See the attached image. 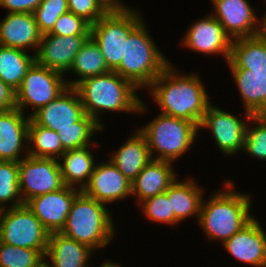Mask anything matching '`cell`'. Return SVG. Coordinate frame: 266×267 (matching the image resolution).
<instances>
[{"instance_id": "6da1fadb", "label": "cell", "mask_w": 266, "mask_h": 267, "mask_svg": "<svg viewBox=\"0 0 266 267\" xmlns=\"http://www.w3.org/2000/svg\"><path fill=\"white\" fill-rule=\"evenodd\" d=\"M170 63L148 87L161 113L200 126L211 102L198 74L180 75Z\"/></svg>"}, {"instance_id": "7a4b0ae2", "label": "cell", "mask_w": 266, "mask_h": 267, "mask_svg": "<svg viewBox=\"0 0 266 267\" xmlns=\"http://www.w3.org/2000/svg\"><path fill=\"white\" fill-rule=\"evenodd\" d=\"M85 114L91 116L102 128L100 111H126L141 113L148 110L136 91L137 87L115 71L83 79L75 86Z\"/></svg>"}, {"instance_id": "3957f363", "label": "cell", "mask_w": 266, "mask_h": 267, "mask_svg": "<svg viewBox=\"0 0 266 267\" xmlns=\"http://www.w3.org/2000/svg\"><path fill=\"white\" fill-rule=\"evenodd\" d=\"M224 185L226 191L214 193L207 201L203 198L197 221L209 240L219 239L222 244L254 218L250 214V195L234 191L228 179Z\"/></svg>"}, {"instance_id": "277c9868", "label": "cell", "mask_w": 266, "mask_h": 267, "mask_svg": "<svg viewBox=\"0 0 266 267\" xmlns=\"http://www.w3.org/2000/svg\"><path fill=\"white\" fill-rule=\"evenodd\" d=\"M105 205L81 191L75 197L60 233L93 250L106 247L115 235V225Z\"/></svg>"}, {"instance_id": "5b68a950", "label": "cell", "mask_w": 266, "mask_h": 267, "mask_svg": "<svg viewBox=\"0 0 266 267\" xmlns=\"http://www.w3.org/2000/svg\"><path fill=\"white\" fill-rule=\"evenodd\" d=\"M142 20L125 40L120 65L114 70L137 88H148L170 64L156 47Z\"/></svg>"}, {"instance_id": "8992f818", "label": "cell", "mask_w": 266, "mask_h": 267, "mask_svg": "<svg viewBox=\"0 0 266 267\" xmlns=\"http://www.w3.org/2000/svg\"><path fill=\"white\" fill-rule=\"evenodd\" d=\"M199 127L186 119L160 113L139 131L146 137L152 159L174 162L195 141ZM154 152H158L154 157Z\"/></svg>"}, {"instance_id": "52a82bcc", "label": "cell", "mask_w": 266, "mask_h": 267, "mask_svg": "<svg viewBox=\"0 0 266 267\" xmlns=\"http://www.w3.org/2000/svg\"><path fill=\"white\" fill-rule=\"evenodd\" d=\"M139 13L131 7L122 10H109L91 26L90 36L99 45L111 71L120 65L125 40L130 32L143 20Z\"/></svg>"}, {"instance_id": "ba28073f", "label": "cell", "mask_w": 266, "mask_h": 267, "mask_svg": "<svg viewBox=\"0 0 266 267\" xmlns=\"http://www.w3.org/2000/svg\"><path fill=\"white\" fill-rule=\"evenodd\" d=\"M50 233L26 204L2 209L0 241L8 245L47 250Z\"/></svg>"}, {"instance_id": "9c48e42d", "label": "cell", "mask_w": 266, "mask_h": 267, "mask_svg": "<svg viewBox=\"0 0 266 267\" xmlns=\"http://www.w3.org/2000/svg\"><path fill=\"white\" fill-rule=\"evenodd\" d=\"M30 118L37 125L56 132L67 128H102L91 116L85 114L78 91L69 86Z\"/></svg>"}, {"instance_id": "30bf717a", "label": "cell", "mask_w": 266, "mask_h": 267, "mask_svg": "<svg viewBox=\"0 0 266 267\" xmlns=\"http://www.w3.org/2000/svg\"><path fill=\"white\" fill-rule=\"evenodd\" d=\"M65 75L34 62L28 69L20 87L15 91L16 108L23 113L27 106L39 108L55 100L67 87Z\"/></svg>"}, {"instance_id": "8fae6325", "label": "cell", "mask_w": 266, "mask_h": 267, "mask_svg": "<svg viewBox=\"0 0 266 267\" xmlns=\"http://www.w3.org/2000/svg\"><path fill=\"white\" fill-rule=\"evenodd\" d=\"M59 163L58 159L29 155L18 162L19 192L24 204L31 198L55 192L65 186Z\"/></svg>"}, {"instance_id": "7c38bea8", "label": "cell", "mask_w": 266, "mask_h": 267, "mask_svg": "<svg viewBox=\"0 0 266 267\" xmlns=\"http://www.w3.org/2000/svg\"><path fill=\"white\" fill-rule=\"evenodd\" d=\"M252 114L245 112L244 120L210 104L199 129L208 128L223 154L234 155L244 150L247 124Z\"/></svg>"}, {"instance_id": "4fadbf2b", "label": "cell", "mask_w": 266, "mask_h": 267, "mask_svg": "<svg viewBox=\"0 0 266 267\" xmlns=\"http://www.w3.org/2000/svg\"><path fill=\"white\" fill-rule=\"evenodd\" d=\"M90 35L58 36L43 34L35 55V62L62 74L69 72L75 56Z\"/></svg>"}, {"instance_id": "5bb4252c", "label": "cell", "mask_w": 266, "mask_h": 267, "mask_svg": "<svg viewBox=\"0 0 266 267\" xmlns=\"http://www.w3.org/2000/svg\"><path fill=\"white\" fill-rule=\"evenodd\" d=\"M80 192L77 188L64 186L55 192L31 198L26 205L50 234L60 233L73 201Z\"/></svg>"}, {"instance_id": "9a60e30c", "label": "cell", "mask_w": 266, "mask_h": 267, "mask_svg": "<svg viewBox=\"0 0 266 267\" xmlns=\"http://www.w3.org/2000/svg\"><path fill=\"white\" fill-rule=\"evenodd\" d=\"M182 39L183 46L204 54H221L230 59L232 39L224 27L211 14L191 24Z\"/></svg>"}, {"instance_id": "2e32d148", "label": "cell", "mask_w": 266, "mask_h": 267, "mask_svg": "<svg viewBox=\"0 0 266 267\" xmlns=\"http://www.w3.org/2000/svg\"><path fill=\"white\" fill-rule=\"evenodd\" d=\"M214 12L211 14L234 40L257 36L258 17L247 0H211Z\"/></svg>"}, {"instance_id": "e0dca14e", "label": "cell", "mask_w": 266, "mask_h": 267, "mask_svg": "<svg viewBox=\"0 0 266 267\" xmlns=\"http://www.w3.org/2000/svg\"><path fill=\"white\" fill-rule=\"evenodd\" d=\"M132 183L109 160L96 163L82 192L96 201L108 204L131 196Z\"/></svg>"}, {"instance_id": "ac0fdd59", "label": "cell", "mask_w": 266, "mask_h": 267, "mask_svg": "<svg viewBox=\"0 0 266 267\" xmlns=\"http://www.w3.org/2000/svg\"><path fill=\"white\" fill-rule=\"evenodd\" d=\"M222 245L238 261L266 267V233L255 217Z\"/></svg>"}, {"instance_id": "d6986e66", "label": "cell", "mask_w": 266, "mask_h": 267, "mask_svg": "<svg viewBox=\"0 0 266 267\" xmlns=\"http://www.w3.org/2000/svg\"><path fill=\"white\" fill-rule=\"evenodd\" d=\"M29 123L30 116L24 117V113L16 107L0 112V161L19 162L27 156L23 157L20 153L28 144Z\"/></svg>"}, {"instance_id": "ffe728a7", "label": "cell", "mask_w": 266, "mask_h": 267, "mask_svg": "<svg viewBox=\"0 0 266 267\" xmlns=\"http://www.w3.org/2000/svg\"><path fill=\"white\" fill-rule=\"evenodd\" d=\"M42 34L33 13H8L0 22V45L27 52L36 48L37 52Z\"/></svg>"}, {"instance_id": "44dd1931", "label": "cell", "mask_w": 266, "mask_h": 267, "mask_svg": "<svg viewBox=\"0 0 266 267\" xmlns=\"http://www.w3.org/2000/svg\"><path fill=\"white\" fill-rule=\"evenodd\" d=\"M172 167V162L151 159L132 182L131 196H137L136 201L140 204L164 193L178 178Z\"/></svg>"}, {"instance_id": "7402d4cb", "label": "cell", "mask_w": 266, "mask_h": 267, "mask_svg": "<svg viewBox=\"0 0 266 267\" xmlns=\"http://www.w3.org/2000/svg\"><path fill=\"white\" fill-rule=\"evenodd\" d=\"M108 159L131 183L152 159L146 137L137 129Z\"/></svg>"}, {"instance_id": "603a6c76", "label": "cell", "mask_w": 266, "mask_h": 267, "mask_svg": "<svg viewBox=\"0 0 266 267\" xmlns=\"http://www.w3.org/2000/svg\"><path fill=\"white\" fill-rule=\"evenodd\" d=\"M89 246L68 238L61 233H51L45 254L48 267H89L86 264L94 252ZM48 258V259H47Z\"/></svg>"}, {"instance_id": "cb8c5ba5", "label": "cell", "mask_w": 266, "mask_h": 267, "mask_svg": "<svg viewBox=\"0 0 266 267\" xmlns=\"http://www.w3.org/2000/svg\"><path fill=\"white\" fill-rule=\"evenodd\" d=\"M229 68L246 69V74L266 75V39L259 36L232 41Z\"/></svg>"}, {"instance_id": "d4e9b609", "label": "cell", "mask_w": 266, "mask_h": 267, "mask_svg": "<svg viewBox=\"0 0 266 267\" xmlns=\"http://www.w3.org/2000/svg\"><path fill=\"white\" fill-rule=\"evenodd\" d=\"M165 192L175 215V225L191 216L199 220L204 191L194 179H176Z\"/></svg>"}, {"instance_id": "484cf974", "label": "cell", "mask_w": 266, "mask_h": 267, "mask_svg": "<svg viewBox=\"0 0 266 267\" xmlns=\"http://www.w3.org/2000/svg\"><path fill=\"white\" fill-rule=\"evenodd\" d=\"M89 146L91 145L65 151L58 159L62 161L59 165L65 186L77 188L82 191L87 185L96 165Z\"/></svg>"}, {"instance_id": "4316f807", "label": "cell", "mask_w": 266, "mask_h": 267, "mask_svg": "<svg viewBox=\"0 0 266 267\" xmlns=\"http://www.w3.org/2000/svg\"><path fill=\"white\" fill-rule=\"evenodd\" d=\"M243 99L245 112L266 115V75L246 74V69L229 68Z\"/></svg>"}, {"instance_id": "83f0119b", "label": "cell", "mask_w": 266, "mask_h": 267, "mask_svg": "<svg viewBox=\"0 0 266 267\" xmlns=\"http://www.w3.org/2000/svg\"><path fill=\"white\" fill-rule=\"evenodd\" d=\"M69 71L74 72L78 79L66 80V83L69 87H75L85 78L104 74L111 70L105 62L99 45L90 36L75 56Z\"/></svg>"}, {"instance_id": "f1b7e54d", "label": "cell", "mask_w": 266, "mask_h": 267, "mask_svg": "<svg viewBox=\"0 0 266 267\" xmlns=\"http://www.w3.org/2000/svg\"><path fill=\"white\" fill-rule=\"evenodd\" d=\"M35 62V55L0 45V79L13 91H16L28 69Z\"/></svg>"}, {"instance_id": "f546056e", "label": "cell", "mask_w": 266, "mask_h": 267, "mask_svg": "<svg viewBox=\"0 0 266 267\" xmlns=\"http://www.w3.org/2000/svg\"><path fill=\"white\" fill-rule=\"evenodd\" d=\"M28 142L29 146L26 151L29 156L59 159L64 154L57 132L37 125L31 118L28 127Z\"/></svg>"}, {"instance_id": "4dcf8cb0", "label": "cell", "mask_w": 266, "mask_h": 267, "mask_svg": "<svg viewBox=\"0 0 266 267\" xmlns=\"http://www.w3.org/2000/svg\"><path fill=\"white\" fill-rule=\"evenodd\" d=\"M46 250H33L0 241V267H41Z\"/></svg>"}, {"instance_id": "1f68e13d", "label": "cell", "mask_w": 266, "mask_h": 267, "mask_svg": "<svg viewBox=\"0 0 266 267\" xmlns=\"http://www.w3.org/2000/svg\"><path fill=\"white\" fill-rule=\"evenodd\" d=\"M10 201L12 204L9 207L24 205L19 192L18 162L0 161V208H7Z\"/></svg>"}, {"instance_id": "d6a6232c", "label": "cell", "mask_w": 266, "mask_h": 267, "mask_svg": "<svg viewBox=\"0 0 266 267\" xmlns=\"http://www.w3.org/2000/svg\"><path fill=\"white\" fill-rule=\"evenodd\" d=\"M248 122L256 126L247 124L243 151L258 160H266V115H252Z\"/></svg>"}, {"instance_id": "836d02e7", "label": "cell", "mask_w": 266, "mask_h": 267, "mask_svg": "<svg viewBox=\"0 0 266 267\" xmlns=\"http://www.w3.org/2000/svg\"><path fill=\"white\" fill-rule=\"evenodd\" d=\"M68 11V0H42L33 12L40 33H49L57 19Z\"/></svg>"}, {"instance_id": "e575fe53", "label": "cell", "mask_w": 266, "mask_h": 267, "mask_svg": "<svg viewBox=\"0 0 266 267\" xmlns=\"http://www.w3.org/2000/svg\"><path fill=\"white\" fill-rule=\"evenodd\" d=\"M142 211L148 220L158 223L175 224V215L171 210L167 193L150 197L140 203Z\"/></svg>"}, {"instance_id": "d590c367", "label": "cell", "mask_w": 266, "mask_h": 267, "mask_svg": "<svg viewBox=\"0 0 266 267\" xmlns=\"http://www.w3.org/2000/svg\"><path fill=\"white\" fill-rule=\"evenodd\" d=\"M90 33L91 25L81 17L69 11L62 14L57 19L52 30L49 32V34L58 36L90 35Z\"/></svg>"}, {"instance_id": "8d00e7d4", "label": "cell", "mask_w": 266, "mask_h": 267, "mask_svg": "<svg viewBox=\"0 0 266 267\" xmlns=\"http://www.w3.org/2000/svg\"><path fill=\"white\" fill-rule=\"evenodd\" d=\"M68 7L91 26L110 10L101 0H68Z\"/></svg>"}, {"instance_id": "74e56055", "label": "cell", "mask_w": 266, "mask_h": 267, "mask_svg": "<svg viewBox=\"0 0 266 267\" xmlns=\"http://www.w3.org/2000/svg\"><path fill=\"white\" fill-rule=\"evenodd\" d=\"M98 130L101 131L103 128H67L60 129L57 134L60 136L65 152L92 145L93 140L91 139L95 137L94 132Z\"/></svg>"}, {"instance_id": "f35d334b", "label": "cell", "mask_w": 266, "mask_h": 267, "mask_svg": "<svg viewBox=\"0 0 266 267\" xmlns=\"http://www.w3.org/2000/svg\"><path fill=\"white\" fill-rule=\"evenodd\" d=\"M42 0H0V6L7 8L8 13H33Z\"/></svg>"}, {"instance_id": "ab89813d", "label": "cell", "mask_w": 266, "mask_h": 267, "mask_svg": "<svg viewBox=\"0 0 266 267\" xmlns=\"http://www.w3.org/2000/svg\"><path fill=\"white\" fill-rule=\"evenodd\" d=\"M15 107V91L0 79V112L8 111Z\"/></svg>"}, {"instance_id": "60d3db41", "label": "cell", "mask_w": 266, "mask_h": 267, "mask_svg": "<svg viewBox=\"0 0 266 267\" xmlns=\"http://www.w3.org/2000/svg\"><path fill=\"white\" fill-rule=\"evenodd\" d=\"M261 18H262L261 20L260 19L258 20L257 36L266 39V12Z\"/></svg>"}, {"instance_id": "b9f144b4", "label": "cell", "mask_w": 266, "mask_h": 267, "mask_svg": "<svg viewBox=\"0 0 266 267\" xmlns=\"http://www.w3.org/2000/svg\"><path fill=\"white\" fill-rule=\"evenodd\" d=\"M129 8L128 6L124 5L123 2L120 0H112V10H122Z\"/></svg>"}, {"instance_id": "7bdbcfd3", "label": "cell", "mask_w": 266, "mask_h": 267, "mask_svg": "<svg viewBox=\"0 0 266 267\" xmlns=\"http://www.w3.org/2000/svg\"><path fill=\"white\" fill-rule=\"evenodd\" d=\"M100 267H122V266L119 265V263H114L106 260L100 265Z\"/></svg>"}, {"instance_id": "ee69618b", "label": "cell", "mask_w": 266, "mask_h": 267, "mask_svg": "<svg viewBox=\"0 0 266 267\" xmlns=\"http://www.w3.org/2000/svg\"><path fill=\"white\" fill-rule=\"evenodd\" d=\"M110 10H112V0H101Z\"/></svg>"}, {"instance_id": "f6af8a7d", "label": "cell", "mask_w": 266, "mask_h": 267, "mask_svg": "<svg viewBox=\"0 0 266 267\" xmlns=\"http://www.w3.org/2000/svg\"><path fill=\"white\" fill-rule=\"evenodd\" d=\"M41 267H48V266L46 265V263H44Z\"/></svg>"}]
</instances>
